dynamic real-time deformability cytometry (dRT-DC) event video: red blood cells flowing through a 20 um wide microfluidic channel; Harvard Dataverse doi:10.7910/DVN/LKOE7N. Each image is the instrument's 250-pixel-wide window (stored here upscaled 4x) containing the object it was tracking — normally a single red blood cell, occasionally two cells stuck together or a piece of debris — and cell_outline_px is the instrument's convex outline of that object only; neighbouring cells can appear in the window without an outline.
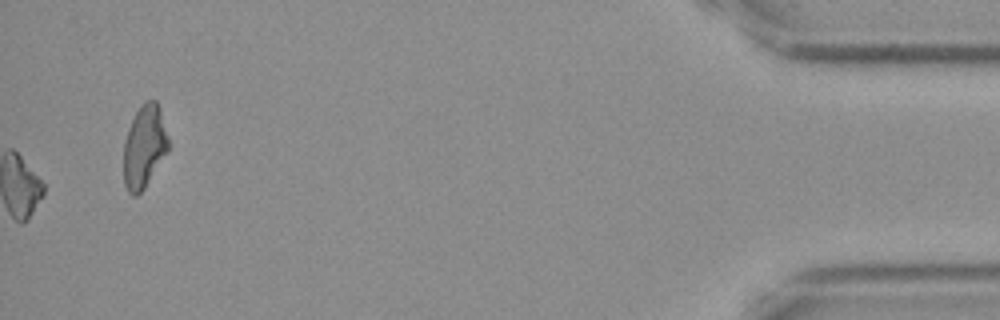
{"species": "Egyptian fruit bat (a non-hibernating species)", "species_latin": "Rousettus aegyptiacus", "temperature_condition": "cold", "stored_images_in_passage": 54, "camera_frame_rate_fps": 3000, "um_per_image_px": 0.085, "frame": {"image": 1, "passage_image": 54, "time_ms": 17.667, "image_size_px": [1000, 320], "cell_outline_px": [[168, 152], [144, 188], [136, 196], [132, 196], [128, 192], [124, 184], [124, 140], [128, 128], [140, 104], [144, 100], [156, 100], [160, 108], [168, 136]], "centroid_in_image_um": [12.26, 12.44], "position_along_channel_um": 422.9, "area_um2": 21.68}}